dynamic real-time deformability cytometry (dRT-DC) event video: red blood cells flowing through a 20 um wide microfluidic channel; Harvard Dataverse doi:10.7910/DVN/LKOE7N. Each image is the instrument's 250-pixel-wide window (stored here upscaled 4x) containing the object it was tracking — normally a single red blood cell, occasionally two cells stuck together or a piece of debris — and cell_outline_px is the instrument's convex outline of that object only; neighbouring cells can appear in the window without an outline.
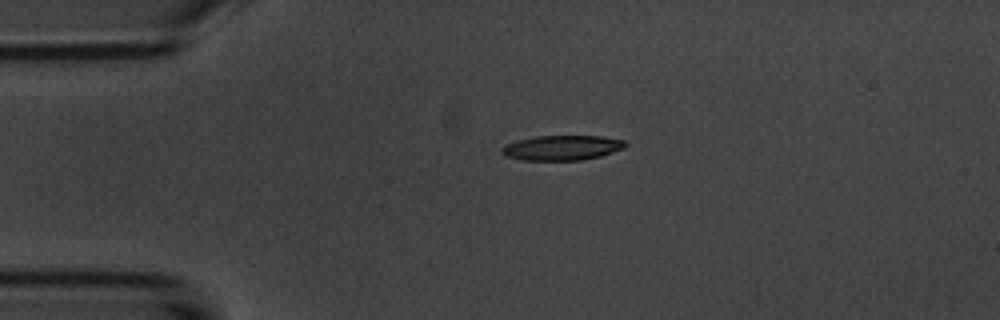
{"species": "common noctule bat (a hibernating species)", "species_latin": "Nyctalus noctula", "temperature_condition": "room temperature", "stored_images_in_passage": 43, "camera_frame_rate_fps": 3000, "um_per_image_px": 0.085, "animal": {"sex": "male", "body_mass_g": 20.1, "forearm_length_mm": 53.5}, "frame": {"image": 1, "passage_image": 1, "time_ms": 0.0, "image_size_px": [1000, 320], "cell_outline_px": [[628, 144], [624, 148], [600, 156], [584, 160], [524, 160], [508, 156], [500, 152], [500, 148], [516, 140], [536, 136], [600, 136], [624, 140]], "centroid_in_image_um": [47.78, 12.56], "position_along_channel_um": 37.2, "area_um2": 17.86}}
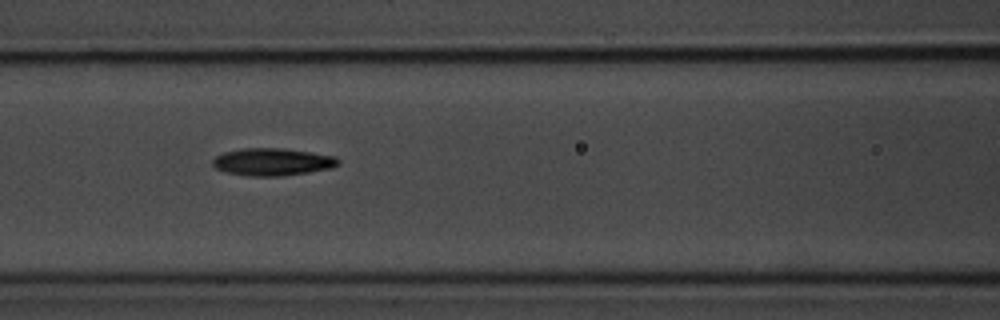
{"frame": {"image": 2, "passage_image": 12, "time_ms": 3.667, "image_size_px": [1000, 320], "cell_outline_px": [[340, 164], [332, 168], [284, 176], [248, 176], [224, 172], [216, 168], [212, 164], [212, 160], [216, 156], [224, 152], [244, 148], [284, 148], [336, 156], [340, 160]], "centroid_in_image_um": [23.17, 13.76], "position_along_channel_um": 143.4, "area_um2": 20.23}}
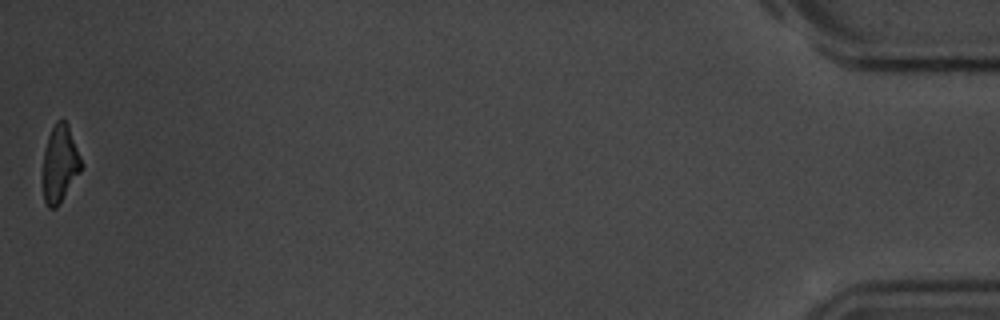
{"frame": {"image": 3, "passage_image": 43, "time_ms": 14.0, "image_size_px": [1000, 320], "cell_outline_px": [[84, 164], [80, 172], [60, 204], [56, 208], [48, 208], [44, 200], [44, 152], [48, 136], [56, 120], [60, 116], [68, 124]], "centroid_in_image_um": [5.12, 13.9], "position_along_channel_um": 430.1, "area_um2": 17.34}, "authors_computed_cell_mechanics": {"area_um2": 18.9006, "velocity_mm_per_s": 3.7155, "shape_relaxation_time_tau1_ms": 2.7918, "shape_relaxation_time_tau2_ms": 8.3412, "deformation_change_tau1": 0.1197, "deformation_change_tau2": 0.1932}}